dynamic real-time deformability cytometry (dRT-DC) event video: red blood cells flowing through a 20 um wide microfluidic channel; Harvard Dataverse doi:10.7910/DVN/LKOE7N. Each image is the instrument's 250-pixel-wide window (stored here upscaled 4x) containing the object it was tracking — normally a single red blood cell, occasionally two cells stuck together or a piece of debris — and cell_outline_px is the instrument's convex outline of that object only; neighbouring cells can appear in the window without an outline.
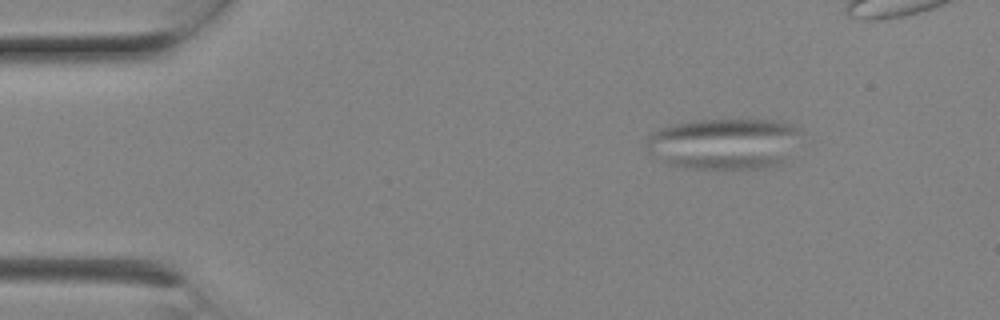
{"species": "Egyptian fruit bat (a non-hibernating species)", "species_latin": "Rousettus aegyptiacus", "temperature_condition": "room temperature", "stored_images_in_passage": 7, "camera_frame_rate_fps": 3000, "um_per_image_px": 0.085, "animal": {"sex": "female"}, "frame": {"image": 1, "passage_image": 3, "time_ms": 0.667, "image_size_px": [1000, 320], "cell_outline_px": [[800, 132], [784, 160], [780, 164], [768, 168], [684, 168], [668, 164], [648, 152], [648, 136], [652, 132], [668, 124], [700, 120], [780, 120], [792, 124], [800, 128]], "centroid_in_image_um": [61.52, 12.2], "position_along_channel_um": 23.5, "area_um2": 45.84}}